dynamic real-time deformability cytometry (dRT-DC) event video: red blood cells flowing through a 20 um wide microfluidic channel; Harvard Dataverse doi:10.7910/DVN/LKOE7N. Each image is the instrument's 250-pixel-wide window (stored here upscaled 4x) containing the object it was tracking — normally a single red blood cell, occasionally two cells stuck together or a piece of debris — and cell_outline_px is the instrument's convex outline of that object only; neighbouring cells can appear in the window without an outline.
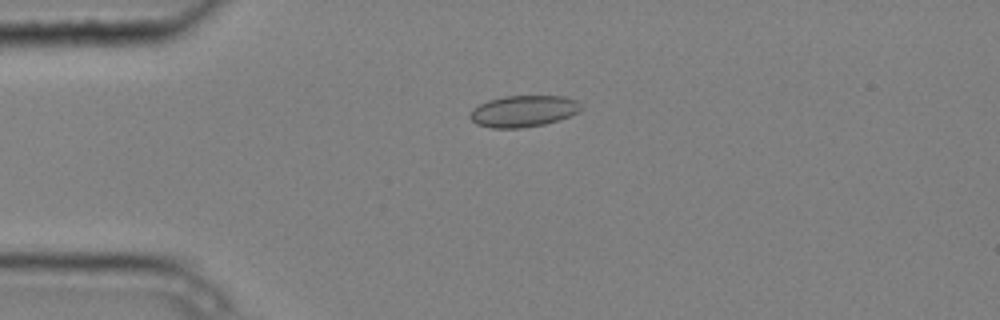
{"species": "common noctule bat (a hibernating species)", "species_latin": "Nyctalus noctula", "temperature_condition": "cold", "stored_images_in_passage": 3, "camera_frame_rate_fps": 3000, "um_per_image_px": 0.085, "animal": {"sex": "male", "body_mass_g": 20.4}, "frame": {"image": 1, "passage_image": 3, "time_ms": 0.667, "image_size_px": [1000, 320], "cell_outline_px": [[580, 112], [560, 120], [544, 124], [520, 128], [492, 128], [476, 124], [468, 116], [472, 108], [488, 100], [504, 96], [564, 96], [576, 100], [580, 104]], "centroid_in_image_um": [44.48, 9.45], "position_along_channel_um": 40.5, "area_um2": 20.46}}